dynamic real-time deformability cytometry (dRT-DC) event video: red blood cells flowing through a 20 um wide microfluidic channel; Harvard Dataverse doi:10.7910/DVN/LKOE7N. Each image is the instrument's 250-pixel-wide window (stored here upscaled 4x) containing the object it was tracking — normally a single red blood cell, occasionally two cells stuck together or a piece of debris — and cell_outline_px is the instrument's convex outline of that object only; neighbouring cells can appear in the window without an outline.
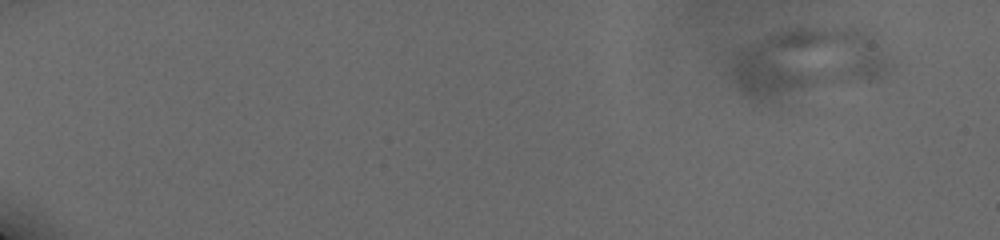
{"species": "human", "species_latin": "Homo sapiens", "temperature_condition": "cold", "stored_images_in_passage": 16, "camera_frame_rate_fps": 3000, "um_per_image_px": 0.085, "donor": {"sex": "male"}, "frame": {"image": 1, "passage_image": 1, "time_ms": 0.0, "image_size_px": [1000, 240], "cell_outline_px": [[896, 68], [892, 72], [880, 80], [780, 104], [752, 104], [740, 96], [736, 88], [732, 68], [736, 56], [748, 44], [768, 36], [796, 28], [860, 28], [872, 32], [892, 56], [896, 64]], "centroid_in_image_um": [68.78, 5.44], "position_along_channel_um": 16.2, "area_um2": 67.68}}